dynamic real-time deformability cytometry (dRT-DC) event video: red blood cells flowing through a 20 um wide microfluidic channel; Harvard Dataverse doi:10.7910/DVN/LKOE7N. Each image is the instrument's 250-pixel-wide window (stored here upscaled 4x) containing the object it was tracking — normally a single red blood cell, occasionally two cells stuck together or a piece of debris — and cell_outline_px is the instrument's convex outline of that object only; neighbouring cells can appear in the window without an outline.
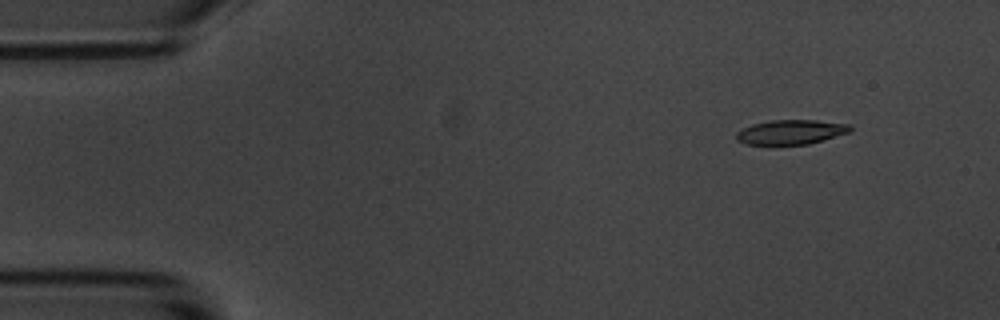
{"species": "common noctule bat (a hibernating species)", "species_latin": "Nyctalus noctula", "temperature_condition": "room temperature", "stored_images_in_passage": 7, "camera_frame_rate_fps": 3000, "um_per_image_px": 0.085, "animal": {"sex": "male", "body_mass_g": 20.1, "forearm_length_mm": 53.5}, "frame": {"image": 1, "passage_image": 1, "time_ms": 0.0, "image_size_px": [1000, 320], "cell_outline_px": [[852, 128], [848, 132], [824, 140], [808, 144], [776, 148], [768, 148], [744, 144], [736, 140], [736, 132], [752, 124], [772, 120], [816, 120], [852, 124]], "centroid_in_image_um": [67.15, 11.29], "position_along_channel_um": 17.9, "area_um2": 17.28}}
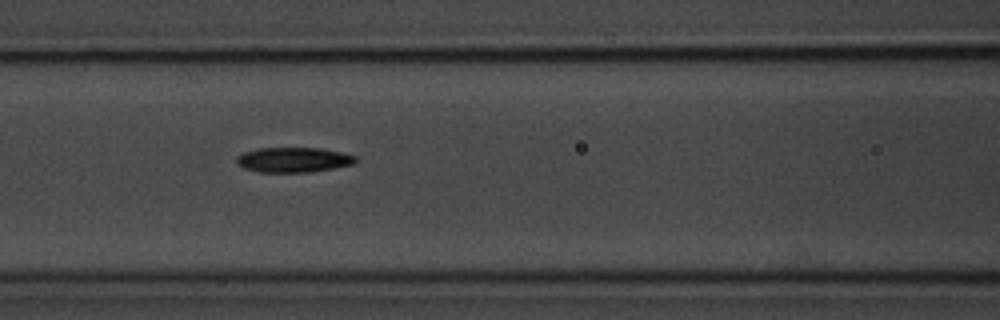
{"frame": {"image": 2, "passage_image": 6, "time_ms": 6.0, "image_size_px": [1000, 320], "cell_outline_px": [[356, 160], [352, 164], [312, 172], [260, 172], [244, 168], [236, 164], [236, 156], [244, 152], [260, 148], [320, 148], [344, 152], [356, 156]], "centroid_in_image_um": [24.93, 13.58], "position_along_channel_um": 141.7, "area_um2": 17.34}}
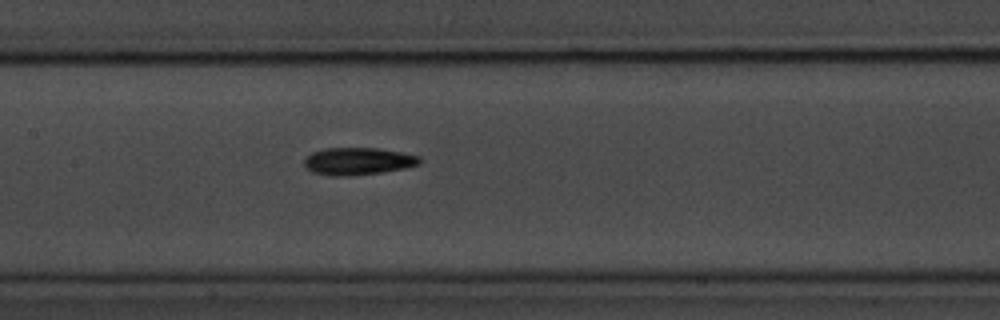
{"frame": {"image": 3, "passage_image": 7, "time_ms": 7.0, "image_size_px": [1000, 320], "cell_outline_px": [[424, 160], [420, 164], [404, 168], [380, 172], [344, 176], [336, 176], [312, 172], [304, 164], [304, 160], [312, 152], [324, 148], [380, 148], [420, 156]], "centroid_in_image_um": [30.46, 13.69], "position_along_channel_um": 176.9, "area_um2": 18.26}}